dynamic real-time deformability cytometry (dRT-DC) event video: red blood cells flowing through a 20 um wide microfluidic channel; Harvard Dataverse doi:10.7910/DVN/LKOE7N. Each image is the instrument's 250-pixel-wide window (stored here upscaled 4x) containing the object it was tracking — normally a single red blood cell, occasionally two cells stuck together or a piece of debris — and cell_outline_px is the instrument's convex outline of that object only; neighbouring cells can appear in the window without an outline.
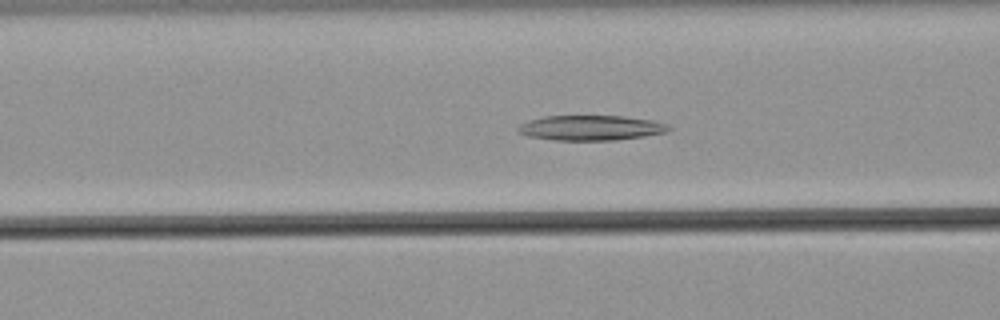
{"species": "common noctule bat (a hibernating species)", "species_latin": "Nyctalus noctula", "temperature_condition": "warm", "stored_images_in_passage": 31, "camera_frame_rate_fps": 3000, "um_per_image_px": 0.085, "animal": {"sex": "male", "body_mass_g": 21.5, "forearm_length_mm": 52.0}, "frame": {"image": 1, "passage_image": 9, "time_ms": 2.667, "image_size_px": [1000, 320], "cell_outline_px": [[672, 128], [668, 132], [644, 136], [616, 140], [556, 140], [528, 136], [516, 132], [516, 128], [520, 124], [528, 120], [544, 116], [624, 116], [652, 120], [668, 124]], "centroid_in_image_um": [50.22, 10.86], "position_along_channel_um": 116.4, "area_um2": 22.14}}
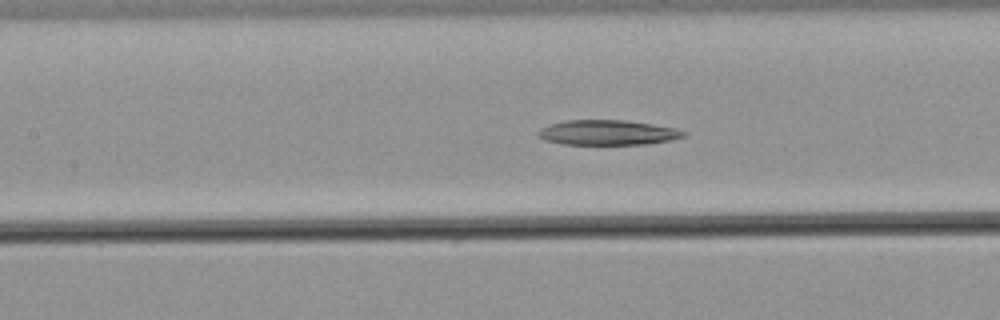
{"frame": {"image": 2, "passage_image": 12, "time_ms": 3.667, "image_size_px": [1000, 320], "cell_outline_px": [[688, 132], [684, 136], [672, 140], [644, 144], [564, 144], [544, 140], [536, 136], [536, 132], [540, 128], [564, 120], [624, 120], [652, 124], [676, 128]], "centroid_in_image_um": [51.63, 11.26], "position_along_channel_um": 155.8, "area_um2": 21.21}}
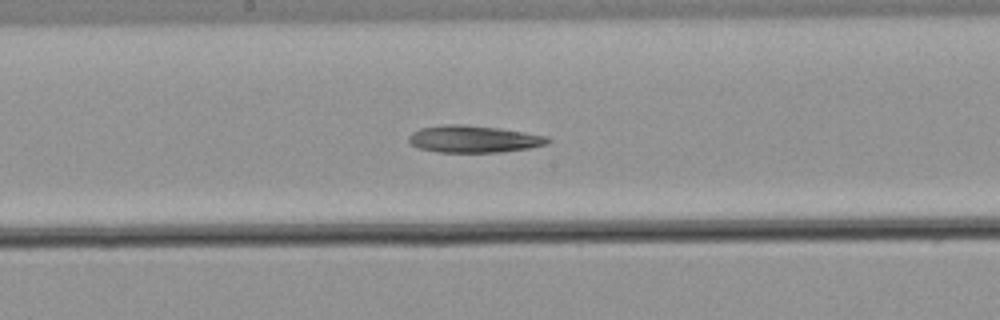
{"frame": {"image": 3, "passage_image": 16, "time_ms": 5.0, "image_size_px": [1000, 320], "cell_outline_px": [[552, 140], [548, 144], [528, 148], [500, 152], [436, 152], [420, 148], [412, 144], [408, 140], [408, 136], [412, 132], [420, 128], [444, 124], [464, 124], [500, 128], [548, 136]], "centroid_in_image_um": [40.27, 11.81], "position_along_channel_um": 207.9, "area_um2": 22.02}}